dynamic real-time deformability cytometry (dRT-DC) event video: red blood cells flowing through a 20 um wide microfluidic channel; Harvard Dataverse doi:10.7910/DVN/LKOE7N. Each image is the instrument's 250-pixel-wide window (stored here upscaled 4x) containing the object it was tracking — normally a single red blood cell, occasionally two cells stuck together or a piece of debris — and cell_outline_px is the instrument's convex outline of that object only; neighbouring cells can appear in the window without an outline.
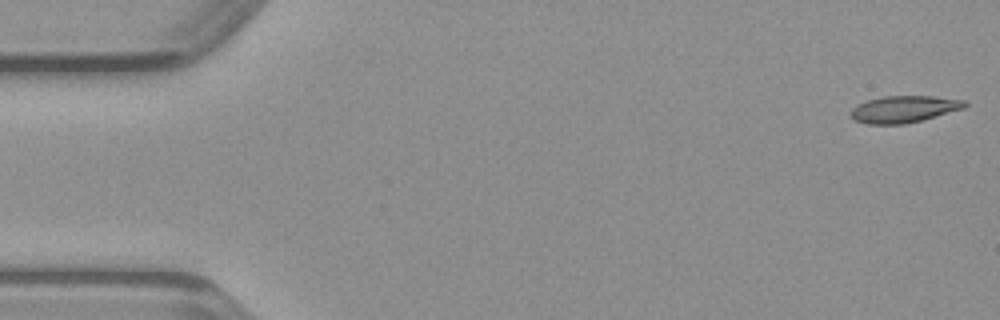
{"species": "common noctule bat (a hibernating species)", "species_latin": "Nyctalus noctula", "temperature_condition": "warm", "stored_images_in_passage": 48, "camera_frame_rate_fps": 3000, "um_per_image_px": 0.085, "animal": {"sex": "male", "body_mass_g": 23.1, "forearm_length_mm": 52.7}, "frame": {"image": 1, "passage_image": 1, "time_ms": 0.0, "image_size_px": [1000, 320], "cell_outline_px": [[968, 104], [964, 108], [920, 120], [904, 124], [868, 124], [856, 120], [848, 116], [848, 112], [852, 108], [868, 100], [884, 96], [932, 96], [964, 100]], "centroid_in_image_um": [76.8, 9.27], "position_along_channel_um": 8.2, "area_um2": 17.63}}
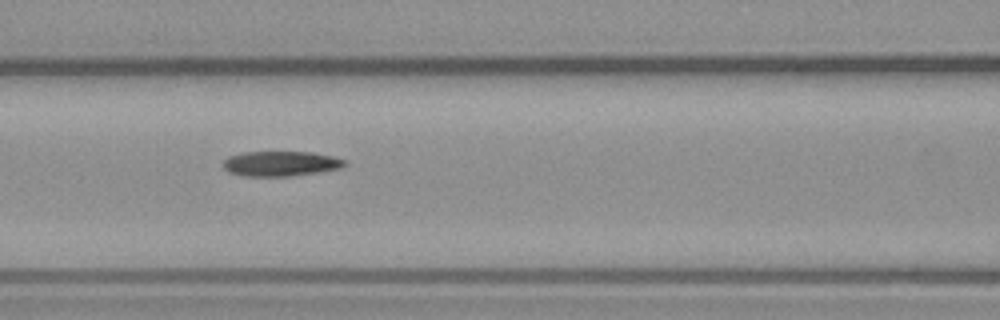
{"frame": {"image": 2, "passage_image": 20, "time_ms": 6.333, "image_size_px": [1000, 320], "cell_outline_px": [[348, 164], [340, 168], [320, 172], [288, 176], [244, 176], [228, 172], [224, 168], [224, 160], [228, 156], [244, 152], [312, 152], [332, 156], [348, 160]], "centroid_in_image_um": [23.89, 13.9], "position_along_channel_um": 142.7, "area_um2": 17.8}}
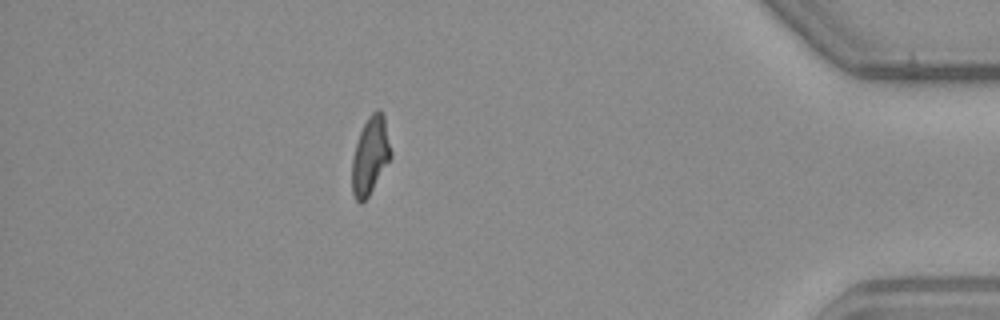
{"frame": {"image": 3, "passage_image": 42, "time_ms": 13.667, "image_size_px": [1000, 320], "cell_outline_px": [[392, 156], [368, 196], [360, 204], [356, 200], [352, 192], [352, 160], [356, 144], [360, 132], [368, 116], [376, 108], [380, 108], [384, 116], [392, 152]], "centroid_in_image_um": [31.48, 13.19], "position_along_channel_um": 403.7, "area_um2": 17.46}}